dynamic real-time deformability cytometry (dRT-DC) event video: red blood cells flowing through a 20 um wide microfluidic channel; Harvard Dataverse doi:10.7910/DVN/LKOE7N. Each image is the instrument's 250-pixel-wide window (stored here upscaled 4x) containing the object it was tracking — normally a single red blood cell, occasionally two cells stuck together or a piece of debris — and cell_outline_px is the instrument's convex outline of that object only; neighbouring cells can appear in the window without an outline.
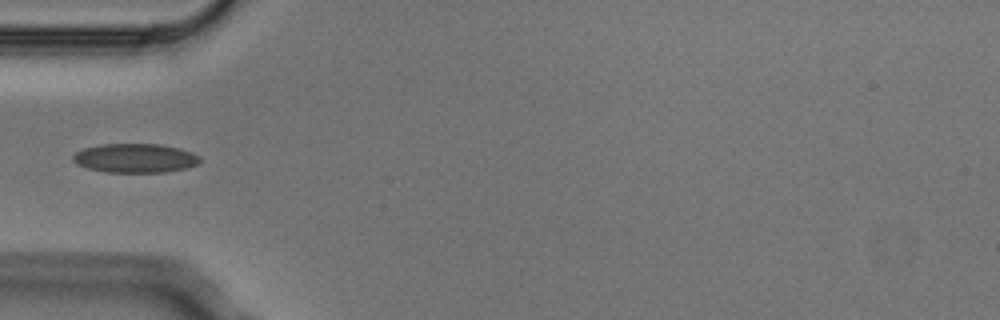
{"species": "Egyptian fruit bat (a non-hibernating species)", "species_latin": "Rousettus aegyptiacus", "temperature_condition": "cold", "stored_images_in_passage": 3, "camera_frame_rate_fps": 3000, "um_per_image_px": 0.085, "animal": {"sex": "male"}, "frame": {"image": 1, "passage_image": 3, "time_ms": 0.667, "image_size_px": [1000, 320], "cell_outline_px": [[200, 164], [184, 168], [164, 172], [104, 172], [88, 168], [76, 164], [72, 160], [72, 156], [76, 152], [84, 148], [100, 144], [160, 144], [180, 148], [192, 152], [200, 156]], "centroid_in_image_um": [11.49, 13.44], "position_along_channel_um": 73.5, "area_um2": 21.62}}